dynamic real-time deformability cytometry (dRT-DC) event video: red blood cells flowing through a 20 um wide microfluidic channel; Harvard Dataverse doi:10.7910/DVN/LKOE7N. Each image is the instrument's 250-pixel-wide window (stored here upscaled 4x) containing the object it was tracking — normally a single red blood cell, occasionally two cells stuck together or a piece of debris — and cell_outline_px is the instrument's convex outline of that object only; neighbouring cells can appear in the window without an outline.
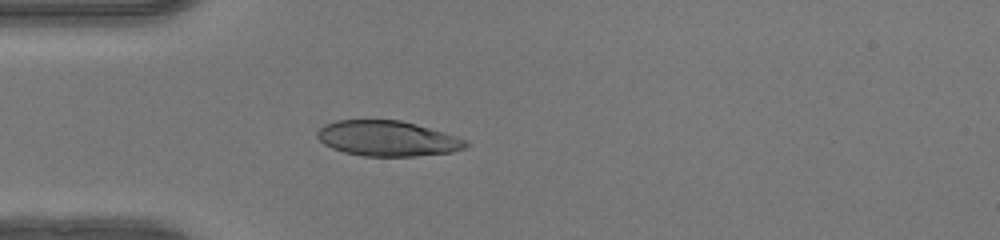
{"species": "human", "species_latin": "Homo sapiens", "temperature_condition": "warm", "stored_images_in_passage": 34, "camera_frame_rate_fps": 3000, "um_per_image_px": 0.085, "donor": {"sex": "female"}, "frame": {"image": 1, "passage_image": 1, "time_ms": 0.0, "image_size_px": [1000, 240], "cell_outline_px": [[444, 152], [400, 156], [376, 156], [352, 152], [336, 148], [328, 144], [332, 124], [348, 120], [392, 120], [412, 124], [428, 132]], "centroid_in_image_um": [32.48, 11.76], "position_along_channel_um": 52.5, "area_um2": 23.52}}
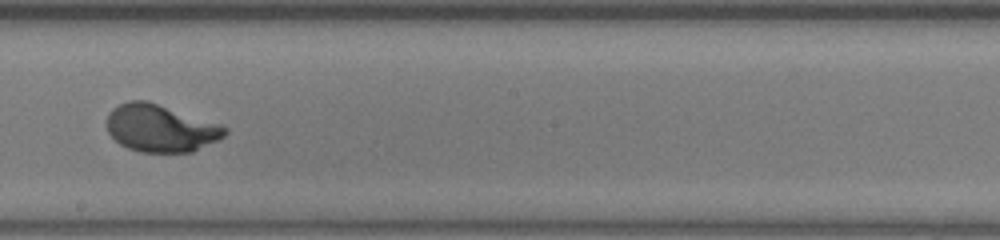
{"frame": {"image": 2, "passage_image": 15, "time_ms": 4.667, "image_size_px": [1000, 240], "cell_outline_px": [[224, 132], [220, 136], [192, 148], [172, 152], [160, 152], [136, 148], [124, 144], [112, 132], [112, 128], [116, 112], [120, 108], [128, 104], [152, 104], [220, 128]], "centroid_in_image_um": [13.64, 10.96], "position_along_channel_um": 234.6, "area_um2": 26.53}}
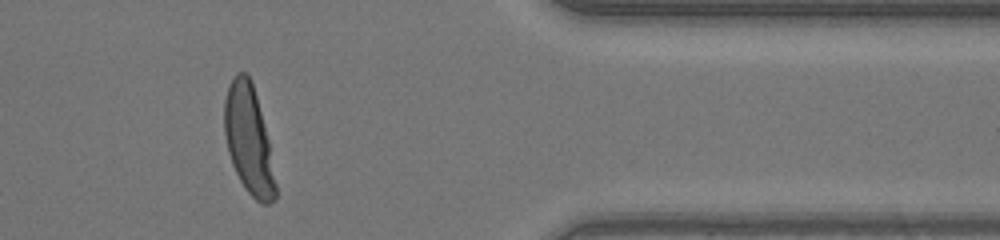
{"frame": {"image": 3, "passage_image": 28, "time_ms": 9.0, "image_size_px": [1000, 240], "cell_outline_px": [[276, 192], [272, 196], [256, 196], [244, 184], [236, 168], [228, 144], [228, 92], [232, 84], [244, 76], [248, 80], [252, 88], [260, 116]], "centroid_in_image_um": [21.14, 11.9], "position_along_channel_um": 390.3, "area_um2": 26.07}}